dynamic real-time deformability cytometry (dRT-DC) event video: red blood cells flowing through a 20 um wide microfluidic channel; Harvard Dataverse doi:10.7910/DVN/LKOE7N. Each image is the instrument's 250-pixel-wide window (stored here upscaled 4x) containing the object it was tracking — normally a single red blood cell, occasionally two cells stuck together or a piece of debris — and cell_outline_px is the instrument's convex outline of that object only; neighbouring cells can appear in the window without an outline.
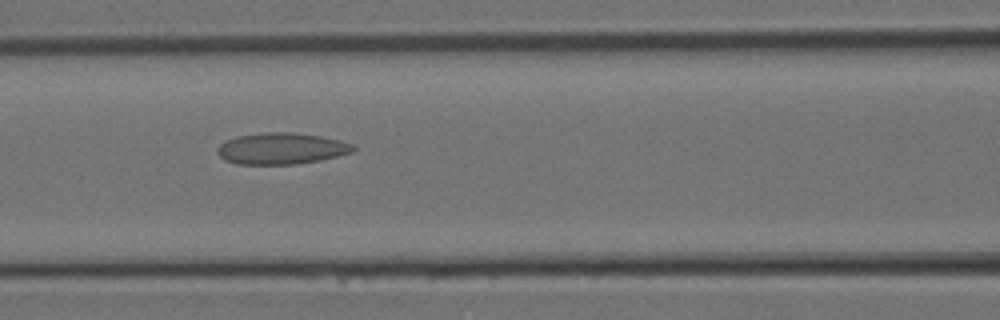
{"species": "Egyptian fruit bat (a non-hibernating species)", "species_latin": "Rousettus aegyptiacus", "temperature_condition": "room temperature", "stored_images_in_passage": 21, "camera_frame_rate_fps": 3000, "um_per_image_px": 0.085, "animal": {"sex": "female"}, "frame": {"image": 1, "passage_image": 5, "time_ms": 1.333, "image_size_px": [1000, 320], "cell_outline_px": [[356, 148], [352, 152], [320, 160], [296, 164], [236, 164], [224, 160], [216, 152], [216, 148], [224, 140], [236, 136], [264, 132], [292, 132], [320, 136], [340, 140], [352, 144]], "centroid_in_image_um": [23.87, 12.62], "position_along_channel_um": 142.7, "area_um2": 24.97}}
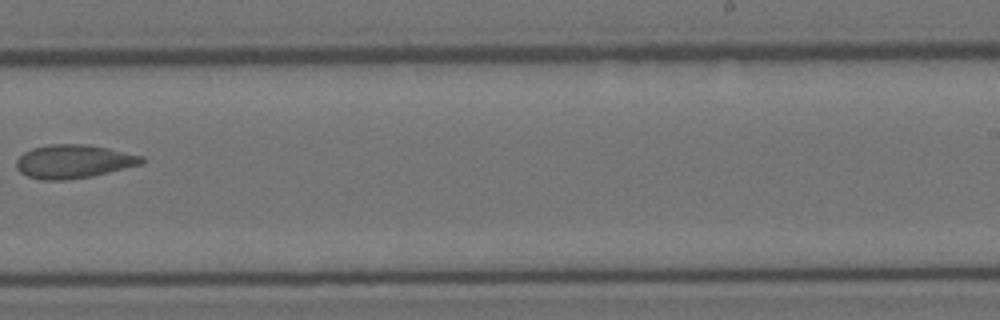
{"frame": {"image": 2, "passage_image": 11, "time_ms": 3.333, "image_size_px": [1000, 320], "cell_outline_px": [[144, 164], [92, 176], [64, 180], [40, 180], [28, 176], [20, 172], [16, 168], [16, 160], [24, 152], [32, 148], [52, 144], [88, 144], [108, 148], [144, 156]], "centroid_in_image_um": [6.27, 13.72], "position_along_channel_um": 282.7, "area_um2": 24.62}}
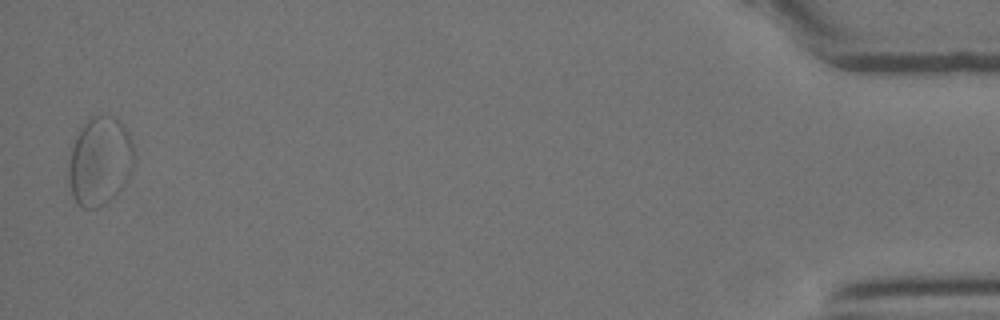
{"frame": {"image": 3, "passage_image": 21, "time_ms": 6.667, "image_size_px": [1000, 320], "cell_outline_px": [[136, 164], [128, 180], [104, 204], [96, 208], [84, 208], [76, 204], [72, 196], [68, 184], [68, 164], [72, 148], [76, 136], [84, 124], [92, 116], [112, 116], [128, 132], [132, 140], [136, 156]], "centroid_in_image_um": [8.5, 13.73], "position_along_channel_um": 426.7, "area_um2": 33.99}}